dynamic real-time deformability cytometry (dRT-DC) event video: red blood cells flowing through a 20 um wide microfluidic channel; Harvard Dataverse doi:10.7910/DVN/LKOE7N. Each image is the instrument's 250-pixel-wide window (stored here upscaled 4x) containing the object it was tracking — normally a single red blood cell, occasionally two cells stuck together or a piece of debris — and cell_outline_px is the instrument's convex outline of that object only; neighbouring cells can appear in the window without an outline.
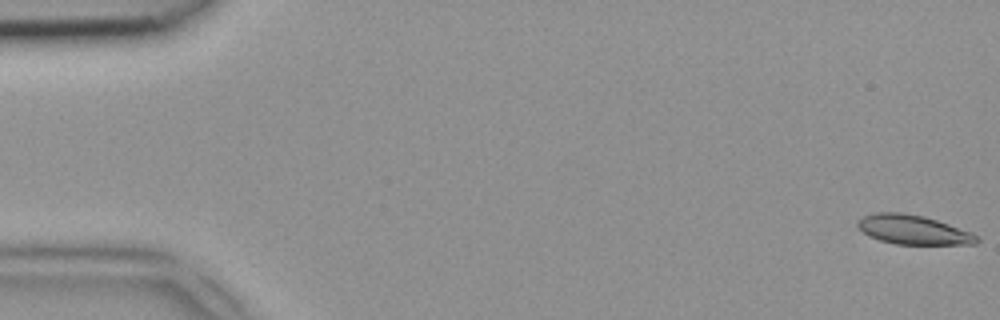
{"species": "common noctule bat (a hibernating species)", "species_latin": "Nyctalus noctula", "temperature_condition": "room temperature", "stored_images_in_passage": 48, "camera_frame_rate_fps": 3000, "um_per_image_px": 0.085, "animal": {"sex": "female", "body_mass_g": 18.4}, "frame": {"image": 1, "passage_image": 1, "time_ms": 0.0, "image_size_px": [1000, 320], "cell_outline_px": [[980, 240], [976, 244], [896, 244], [880, 240], [868, 236], [856, 228], [856, 220], [864, 216], [876, 212], [900, 212], [924, 216], [972, 232], [980, 236]], "centroid_in_image_um": [77.59, 19.53], "position_along_channel_um": 7.4, "area_um2": 20.52}}
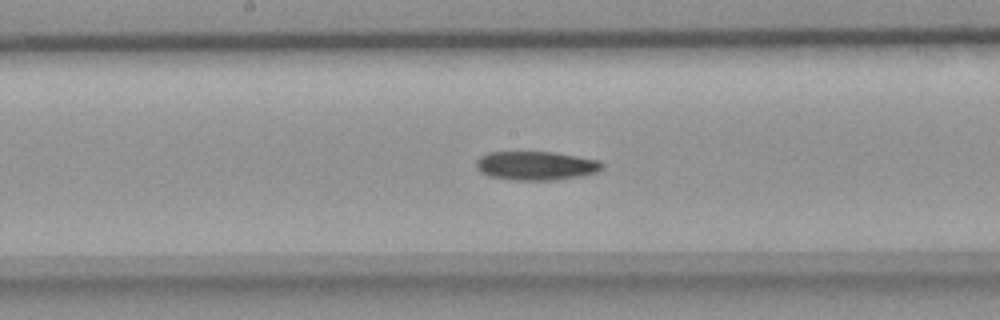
{"frame": {"image": 2, "passage_image": 25, "time_ms": 8.0, "image_size_px": [1000, 320], "cell_outline_px": [[604, 168], [600, 172], [580, 176], [552, 180], [512, 180], [488, 176], [480, 172], [476, 168], [476, 160], [480, 156], [488, 152], [552, 152], [600, 160], [604, 164]], "centroid_in_image_um": [45.57, 14.09], "position_along_channel_um": 202.6, "area_um2": 21.39}}
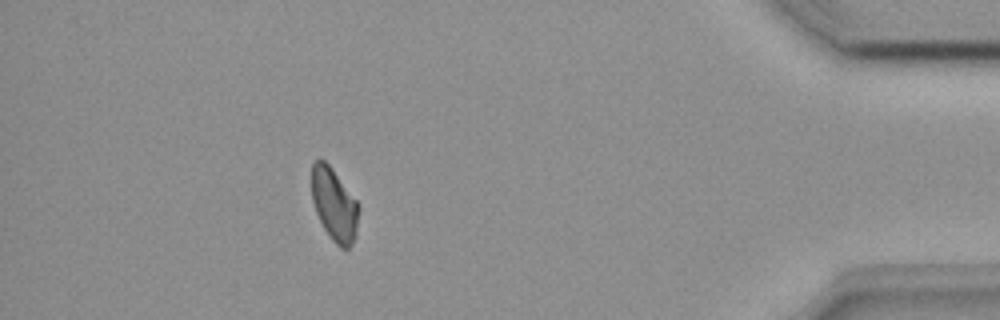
{"frame": {"image": 3, "passage_image": 43, "time_ms": 14.0, "image_size_px": [1000, 320], "cell_outline_px": [[360, 208], [356, 232], [352, 244], [348, 248], [340, 248], [332, 240], [324, 228], [316, 212], [312, 200], [312, 164], [320, 156], [332, 168], [360, 204]], "centroid_in_image_um": [28.42, 17.37], "position_along_channel_um": 406.8, "area_um2": 20.06}}